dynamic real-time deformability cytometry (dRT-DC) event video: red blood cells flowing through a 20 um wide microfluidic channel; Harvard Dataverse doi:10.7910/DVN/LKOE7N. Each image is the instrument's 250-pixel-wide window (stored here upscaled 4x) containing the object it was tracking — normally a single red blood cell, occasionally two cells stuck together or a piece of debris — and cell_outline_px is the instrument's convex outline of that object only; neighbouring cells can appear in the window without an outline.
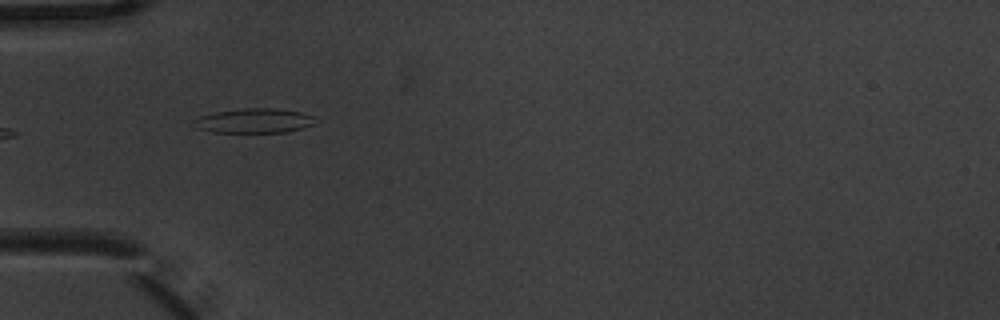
{"species": "common noctule bat (a hibernating species)", "species_latin": "Nyctalus noctula", "temperature_condition": "warm", "stored_images_in_passage": 6, "camera_frame_rate_fps": 3000, "um_per_image_px": 0.085, "animal": {"sex": "male", "body_mass_g": 20.1, "forearm_length_mm": 53.5}, "frame": {"image": 1, "passage_image": 6, "time_ms": 1.667, "image_size_px": [1000, 320], "cell_outline_px": [[312, 124], [288, 132], [212, 132], [196, 128], [192, 120], [200, 116], [216, 112], [244, 108], [276, 108], [300, 112], [312, 116]], "centroid_in_image_um": [21.53, 10.26], "position_along_channel_um": 63.5, "area_um2": 17.11}}